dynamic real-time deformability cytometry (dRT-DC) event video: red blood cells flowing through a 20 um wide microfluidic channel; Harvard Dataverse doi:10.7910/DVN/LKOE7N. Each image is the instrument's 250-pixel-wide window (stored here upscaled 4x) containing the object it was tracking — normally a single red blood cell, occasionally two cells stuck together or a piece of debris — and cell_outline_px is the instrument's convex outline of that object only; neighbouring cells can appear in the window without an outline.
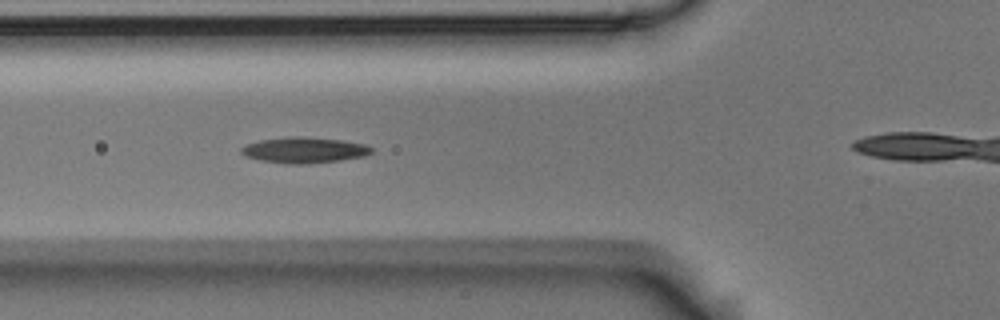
{"species": "Egyptian fruit bat (a non-hibernating species)", "species_latin": "Rousettus aegyptiacus", "temperature_condition": "room temperature", "stored_images_in_passage": 5, "camera_frame_rate_fps": 3000, "um_per_image_px": 0.085, "animal": {"sex": "male"}, "frame": {"image": 1, "passage_image": 4, "time_ms": 1.0, "image_size_px": [1000, 320], "cell_outline_px": [[372, 152], [364, 156], [340, 160], [304, 164], [288, 164], [260, 160], [248, 156], [240, 152], [240, 148], [248, 144], [260, 140], [292, 136], [300, 136], [344, 140], [364, 144], [372, 148]], "centroid_in_image_um": [25.87, 12.75], "position_along_channel_um": 99.9, "area_um2": 19.42}}